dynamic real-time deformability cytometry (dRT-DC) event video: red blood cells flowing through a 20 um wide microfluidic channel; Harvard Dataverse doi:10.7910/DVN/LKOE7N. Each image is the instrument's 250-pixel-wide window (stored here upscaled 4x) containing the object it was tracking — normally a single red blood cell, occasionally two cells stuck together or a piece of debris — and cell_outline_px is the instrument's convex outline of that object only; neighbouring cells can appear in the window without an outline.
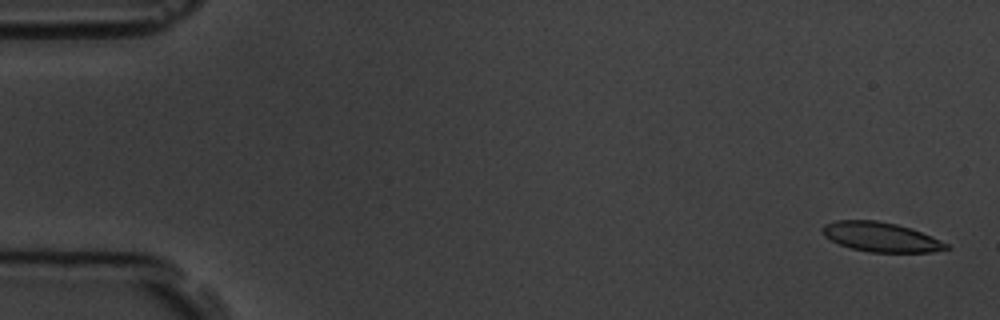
{"species": "common noctule bat (a hibernating species)", "species_latin": "Nyctalus noctula", "temperature_condition": "room temperature", "stored_images_in_passage": 6, "camera_frame_rate_fps": 3000, "um_per_image_px": 0.085, "animal": {"sex": "male", "body_mass_g": 19.5, "forearm_length_mm": 54.6}, "frame": {"image": 1, "passage_image": 1, "time_ms": 0.0, "image_size_px": [1000, 320], "cell_outline_px": [[952, 248], [932, 252], [868, 252], [852, 248], [840, 244], [824, 236], [820, 228], [824, 224], [836, 220], [876, 220], [896, 224], [912, 228], [932, 236], [948, 244]], "centroid_in_image_um": [74.88, 20.14], "position_along_channel_um": 10.1, "area_um2": 21.39}}